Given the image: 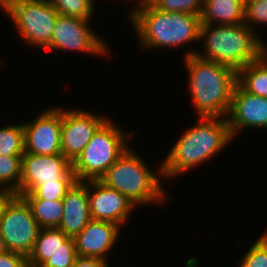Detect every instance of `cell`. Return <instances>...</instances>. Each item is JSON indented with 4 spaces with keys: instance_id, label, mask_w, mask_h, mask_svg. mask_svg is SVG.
<instances>
[{
    "instance_id": "e0dca14e",
    "label": "cell",
    "mask_w": 267,
    "mask_h": 267,
    "mask_svg": "<svg viewBox=\"0 0 267 267\" xmlns=\"http://www.w3.org/2000/svg\"><path fill=\"white\" fill-rule=\"evenodd\" d=\"M244 18L242 0H204L201 24L236 25L244 23Z\"/></svg>"
},
{
    "instance_id": "8fae6325",
    "label": "cell",
    "mask_w": 267,
    "mask_h": 267,
    "mask_svg": "<svg viewBox=\"0 0 267 267\" xmlns=\"http://www.w3.org/2000/svg\"><path fill=\"white\" fill-rule=\"evenodd\" d=\"M65 110H62L61 151L73 163L108 118L85 110Z\"/></svg>"
},
{
    "instance_id": "3957f363",
    "label": "cell",
    "mask_w": 267,
    "mask_h": 267,
    "mask_svg": "<svg viewBox=\"0 0 267 267\" xmlns=\"http://www.w3.org/2000/svg\"><path fill=\"white\" fill-rule=\"evenodd\" d=\"M213 26H200L199 38H206L204 53L189 50L184 57L196 55L198 58L223 64L238 71L250 62L258 60L267 51L266 44L245 23Z\"/></svg>"
},
{
    "instance_id": "4316f807",
    "label": "cell",
    "mask_w": 267,
    "mask_h": 267,
    "mask_svg": "<svg viewBox=\"0 0 267 267\" xmlns=\"http://www.w3.org/2000/svg\"><path fill=\"white\" fill-rule=\"evenodd\" d=\"M239 267H267V233L260 236L246 252Z\"/></svg>"
},
{
    "instance_id": "7a4b0ae2",
    "label": "cell",
    "mask_w": 267,
    "mask_h": 267,
    "mask_svg": "<svg viewBox=\"0 0 267 267\" xmlns=\"http://www.w3.org/2000/svg\"><path fill=\"white\" fill-rule=\"evenodd\" d=\"M185 62L190 93L199 117L226 118L237 84V71L196 55L185 57Z\"/></svg>"
},
{
    "instance_id": "ba28073f",
    "label": "cell",
    "mask_w": 267,
    "mask_h": 267,
    "mask_svg": "<svg viewBox=\"0 0 267 267\" xmlns=\"http://www.w3.org/2000/svg\"><path fill=\"white\" fill-rule=\"evenodd\" d=\"M41 227L31 207L22 196H16L0 219V233L8 251L31 254Z\"/></svg>"
},
{
    "instance_id": "7c38bea8",
    "label": "cell",
    "mask_w": 267,
    "mask_h": 267,
    "mask_svg": "<svg viewBox=\"0 0 267 267\" xmlns=\"http://www.w3.org/2000/svg\"><path fill=\"white\" fill-rule=\"evenodd\" d=\"M23 129L25 153L62 154V109H47L33 122L23 123Z\"/></svg>"
},
{
    "instance_id": "2e32d148",
    "label": "cell",
    "mask_w": 267,
    "mask_h": 267,
    "mask_svg": "<svg viewBox=\"0 0 267 267\" xmlns=\"http://www.w3.org/2000/svg\"><path fill=\"white\" fill-rule=\"evenodd\" d=\"M63 202V216L58 228L68 238H75L92 219L89 207L88 181H76L67 191Z\"/></svg>"
},
{
    "instance_id": "836d02e7",
    "label": "cell",
    "mask_w": 267,
    "mask_h": 267,
    "mask_svg": "<svg viewBox=\"0 0 267 267\" xmlns=\"http://www.w3.org/2000/svg\"><path fill=\"white\" fill-rule=\"evenodd\" d=\"M147 1H149V0H139L140 3L147 2Z\"/></svg>"
},
{
    "instance_id": "603a6c76",
    "label": "cell",
    "mask_w": 267,
    "mask_h": 267,
    "mask_svg": "<svg viewBox=\"0 0 267 267\" xmlns=\"http://www.w3.org/2000/svg\"><path fill=\"white\" fill-rule=\"evenodd\" d=\"M77 180H58L37 186L31 193H24V199L62 200Z\"/></svg>"
},
{
    "instance_id": "9a60e30c",
    "label": "cell",
    "mask_w": 267,
    "mask_h": 267,
    "mask_svg": "<svg viewBox=\"0 0 267 267\" xmlns=\"http://www.w3.org/2000/svg\"><path fill=\"white\" fill-rule=\"evenodd\" d=\"M120 226L91 219L74 238L77 256L98 257L106 261L107 254L117 242Z\"/></svg>"
},
{
    "instance_id": "30bf717a",
    "label": "cell",
    "mask_w": 267,
    "mask_h": 267,
    "mask_svg": "<svg viewBox=\"0 0 267 267\" xmlns=\"http://www.w3.org/2000/svg\"><path fill=\"white\" fill-rule=\"evenodd\" d=\"M89 21V19L59 14L46 50L83 51L98 55L108 53L104 41L90 29Z\"/></svg>"
},
{
    "instance_id": "9c48e42d",
    "label": "cell",
    "mask_w": 267,
    "mask_h": 267,
    "mask_svg": "<svg viewBox=\"0 0 267 267\" xmlns=\"http://www.w3.org/2000/svg\"><path fill=\"white\" fill-rule=\"evenodd\" d=\"M58 180H76L72 163L63 154L22 155L21 181L18 196L31 193L37 186Z\"/></svg>"
},
{
    "instance_id": "4fadbf2b",
    "label": "cell",
    "mask_w": 267,
    "mask_h": 267,
    "mask_svg": "<svg viewBox=\"0 0 267 267\" xmlns=\"http://www.w3.org/2000/svg\"><path fill=\"white\" fill-rule=\"evenodd\" d=\"M88 197L93 220L108 221L119 226L126 223L135 206L126 196L99 180H88Z\"/></svg>"
},
{
    "instance_id": "ffe728a7",
    "label": "cell",
    "mask_w": 267,
    "mask_h": 267,
    "mask_svg": "<svg viewBox=\"0 0 267 267\" xmlns=\"http://www.w3.org/2000/svg\"><path fill=\"white\" fill-rule=\"evenodd\" d=\"M41 228H58L63 216L62 200L25 199Z\"/></svg>"
},
{
    "instance_id": "1f68e13d",
    "label": "cell",
    "mask_w": 267,
    "mask_h": 267,
    "mask_svg": "<svg viewBox=\"0 0 267 267\" xmlns=\"http://www.w3.org/2000/svg\"><path fill=\"white\" fill-rule=\"evenodd\" d=\"M8 251L6 246H5V243H4V239L3 237L1 236V233H0V253H4Z\"/></svg>"
},
{
    "instance_id": "6da1fadb",
    "label": "cell",
    "mask_w": 267,
    "mask_h": 267,
    "mask_svg": "<svg viewBox=\"0 0 267 267\" xmlns=\"http://www.w3.org/2000/svg\"><path fill=\"white\" fill-rule=\"evenodd\" d=\"M199 124L188 129L159 166V174L175 177L209 161L232 140L227 118L200 117Z\"/></svg>"
},
{
    "instance_id": "5b68a950",
    "label": "cell",
    "mask_w": 267,
    "mask_h": 267,
    "mask_svg": "<svg viewBox=\"0 0 267 267\" xmlns=\"http://www.w3.org/2000/svg\"><path fill=\"white\" fill-rule=\"evenodd\" d=\"M132 149L128 148L100 178L105 186L117 190L135 205L161 203L166 193L159 177L150 171Z\"/></svg>"
},
{
    "instance_id": "5bb4252c",
    "label": "cell",
    "mask_w": 267,
    "mask_h": 267,
    "mask_svg": "<svg viewBox=\"0 0 267 267\" xmlns=\"http://www.w3.org/2000/svg\"><path fill=\"white\" fill-rule=\"evenodd\" d=\"M228 114L226 118L233 138L242 128L265 129L267 128V98L250 94L236 84Z\"/></svg>"
},
{
    "instance_id": "cb8c5ba5",
    "label": "cell",
    "mask_w": 267,
    "mask_h": 267,
    "mask_svg": "<svg viewBox=\"0 0 267 267\" xmlns=\"http://www.w3.org/2000/svg\"><path fill=\"white\" fill-rule=\"evenodd\" d=\"M49 2L63 16L91 19L94 12L93 0H49Z\"/></svg>"
},
{
    "instance_id": "d6a6232c",
    "label": "cell",
    "mask_w": 267,
    "mask_h": 267,
    "mask_svg": "<svg viewBox=\"0 0 267 267\" xmlns=\"http://www.w3.org/2000/svg\"><path fill=\"white\" fill-rule=\"evenodd\" d=\"M244 2V4H249L251 2H256V1H260V0H242Z\"/></svg>"
},
{
    "instance_id": "f546056e",
    "label": "cell",
    "mask_w": 267,
    "mask_h": 267,
    "mask_svg": "<svg viewBox=\"0 0 267 267\" xmlns=\"http://www.w3.org/2000/svg\"><path fill=\"white\" fill-rule=\"evenodd\" d=\"M71 267H109L107 261L98 257L77 256Z\"/></svg>"
},
{
    "instance_id": "83f0119b",
    "label": "cell",
    "mask_w": 267,
    "mask_h": 267,
    "mask_svg": "<svg viewBox=\"0 0 267 267\" xmlns=\"http://www.w3.org/2000/svg\"><path fill=\"white\" fill-rule=\"evenodd\" d=\"M255 24H267V0H260L245 4V18L244 23L251 28L250 21Z\"/></svg>"
},
{
    "instance_id": "44dd1931",
    "label": "cell",
    "mask_w": 267,
    "mask_h": 267,
    "mask_svg": "<svg viewBox=\"0 0 267 267\" xmlns=\"http://www.w3.org/2000/svg\"><path fill=\"white\" fill-rule=\"evenodd\" d=\"M25 153L23 124L0 128V155L22 156Z\"/></svg>"
},
{
    "instance_id": "7402d4cb",
    "label": "cell",
    "mask_w": 267,
    "mask_h": 267,
    "mask_svg": "<svg viewBox=\"0 0 267 267\" xmlns=\"http://www.w3.org/2000/svg\"><path fill=\"white\" fill-rule=\"evenodd\" d=\"M22 156L0 155V188L12 189L17 193L21 181Z\"/></svg>"
},
{
    "instance_id": "4dcf8cb0",
    "label": "cell",
    "mask_w": 267,
    "mask_h": 267,
    "mask_svg": "<svg viewBox=\"0 0 267 267\" xmlns=\"http://www.w3.org/2000/svg\"><path fill=\"white\" fill-rule=\"evenodd\" d=\"M17 196V193L12 189L0 188V219L4 215L7 206Z\"/></svg>"
},
{
    "instance_id": "d6986e66",
    "label": "cell",
    "mask_w": 267,
    "mask_h": 267,
    "mask_svg": "<svg viewBox=\"0 0 267 267\" xmlns=\"http://www.w3.org/2000/svg\"><path fill=\"white\" fill-rule=\"evenodd\" d=\"M68 237L59 228H41L28 256V267H40Z\"/></svg>"
},
{
    "instance_id": "277c9868",
    "label": "cell",
    "mask_w": 267,
    "mask_h": 267,
    "mask_svg": "<svg viewBox=\"0 0 267 267\" xmlns=\"http://www.w3.org/2000/svg\"><path fill=\"white\" fill-rule=\"evenodd\" d=\"M139 4L138 8L132 10L130 19L143 47L170 48L200 40L201 16L164 12L149 1Z\"/></svg>"
},
{
    "instance_id": "ac0fdd59",
    "label": "cell",
    "mask_w": 267,
    "mask_h": 267,
    "mask_svg": "<svg viewBox=\"0 0 267 267\" xmlns=\"http://www.w3.org/2000/svg\"><path fill=\"white\" fill-rule=\"evenodd\" d=\"M237 84L250 94L267 98V51L237 71Z\"/></svg>"
},
{
    "instance_id": "484cf974",
    "label": "cell",
    "mask_w": 267,
    "mask_h": 267,
    "mask_svg": "<svg viewBox=\"0 0 267 267\" xmlns=\"http://www.w3.org/2000/svg\"><path fill=\"white\" fill-rule=\"evenodd\" d=\"M76 257L74 238H67L40 267H71Z\"/></svg>"
},
{
    "instance_id": "d4e9b609",
    "label": "cell",
    "mask_w": 267,
    "mask_h": 267,
    "mask_svg": "<svg viewBox=\"0 0 267 267\" xmlns=\"http://www.w3.org/2000/svg\"><path fill=\"white\" fill-rule=\"evenodd\" d=\"M158 10L202 15L204 0H149Z\"/></svg>"
},
{
    "instance_id": "52a82bcc",
    "label": "cell",
    "mask_w": 267,
    "mask_h": 267,
    "mask_svg": "<svg viewBox=\"0 0 267 267\" xmlns=\"http://www.w3.org/2000/svg\"><path fill=\"white\" fill-rule=\"evenodd\" d=\"M27 43L46 48L59 13L49 0H0Z\"/></svg>"
},
{
    "instance_id": "8992f818",
    "label": "cell",
    "mask_w": 267,
    "mask_h": 267,
    "mask_svg": "<svg viewBox=\"0 0 267 267\" xmlns=\"http://www.w3.org/2000/svg\"><path fill=\"white\" fill-rule=\"evenodd\" d=\"M126 134V135H125ZM131 134L107 119L94 133L82 153L72 163L77 181L100 180L116 160L127 151Z\"/></svg>"
},
{
    "instance_id": "f1b7e54d",
    "label": "cell",
    "mask_w": 267,
    "mask_h": 267,
    "mask_svg": "<svg viewBox=\"0 0 267 267\" xmlns=\"http://www.w3.org/2000/svg\"><path fill=\"white\" fill-rule=\"evenodd\" d=\"M0 267H28V259L23 254L6 251L0 253Z\"/></svg>"
}]
</instances>
